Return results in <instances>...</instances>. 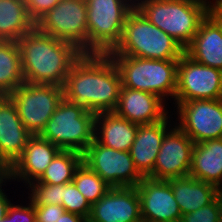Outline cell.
I'll return each instance as SVG.
<instances>
[{
    "label": "cell",
    "mask_w": 222,
    "mask_h": 222,
    "mask_svg": "<svg viewBox=\"0 0 222 222\" xmlns=\"http://www.w3.org/2000/svg\"><path fill=\"white\" fill-rule=\"evenodd\" d=\"M62 88L65 100L97 114L116 109L122 81L109 54L83 53L72 65Z\"/></svg>",
    "instance_id": "cell-1"
},
{
    "label": "cell",
    "mask_w": 222,
    "mask_h": 222,
    "mask_svg": "<svg viewBox=\"0 0 222 222\" xmlns=\"http://www.w3.org/2000/svg\"><path fill=\"white\" fill-rule=\"evenodd\" d=\"M26 83L63 87L74 62L83 54L73 44L34 27L16 41Z\"/></svg>",
    "instance_id": "cell-2"
},
{
    "label": "cell",
    "mask_w": 222,
    "mask_h": 222,
    "mask_svg": "<svg viewBox=\"0 0 222 222\" xmlns=\"http://www.w3.org/2000/svg\"><path fill=\"white\" fill-rule=\"evenodd\" d=\"M139 1L134 0L135 7L144 17L184 49L192 42L201 22L211 12V1L208 0Z\"/></svg>",
    "instance_id": "cell-3"
},
{
    "label": "cell",
    "mask_w": 222,
    "mask_h": 222,
    "mask_svg": "<svg viewBox=\"0 0 222 222\" xmlns=\"http://www.w3.org/2000/svg\"><path fill=\"white\" fill-rule=\"evenodd\" d=\"M185 49L149 22L134 7L127 15L120 42L108 54L146 59L179 60Z\"/></svg>",
    "instance_id": "cell-4"
},
{
    "label": "cell",
    "mask_w": 222,
    "mask_h": 222,
    "mask_svg": "<svg viewBox=\"0 0 222 222\" xmlns=\"http://www.w3.org/2000/svg\"><path fill=\"white\" fill-rule=\"evenodd\" d=\"M109 56L119 70L122 87L146 91L160 96L163 100L167 96L175 98L178 60Z\"/></svg>",
    "instance_id": "cell-5"
},
{
    "label": "cell",
    "mask_w": 222,
    "mask_h": 222,
    "mask_svg": "<svg viewBox=\"0 0 222 222\" xmlns=\"http://www.w3.org/2000/svg\"><path fill=\"white\" fill-rule=\"evenodd\" d=\"M96 114L64 98L39 134L61 150L81 154L94 140Z\"/></svg>",
    "instance_id": "cell-6"
},
{
    "label": "cell",
    "mask_w": 222,
    "mask_h": 222,
    "mask_svg": "<svg viewBox=\"0 0 222 222\" xmlns=\"http://www.w3.org/2000/svg\"><path fill=\"white\" fill-rule=\"evenodd\" d=\"M133 0H86L87 53L108 54L121 40Z\"/></svg>",
    "instance_id": "cell-7"
},
{
    "label": "cell",
    "mask_w": 222,
    "mask_h": 222,
    "mask_svg": "<svg viewBox=\"0 0 222 222\" xmlns=\"http://www.w3.org/2000/svg\"><path fill=\"white\" fill-rule=\"evenodd\" d=\"M17 113L32 135H39L64 98L63 88L56 85L24 82L8 95Z\"/></svg>",
    "instance_id": "cell-8"
},
{
    "label": "cell",
    "mask_w": 222,
    "mask_h": 222,
    "mask_svg": "<svg viewBox=\"0 0 222 222\" xmlns=\"http://www.w3.org/2000/svg\"><path fill=\"white\" fill-rule=\"evenodd\" d=\"M35 27L87 53L86 0H60L35 23Z\"/></svg>",
    "instance_id": "cell-9"
},
{
    "label": "cell",
    "mask_w": 222,
    "mask_h": 222,
    "mask_svg": "<svg viewBox=\"0 0 222 222\" xmlns=\"http://www.w3.org/2000/svg\"><path fill=\"white\" fill-rule=\"evenodd\" d=\"M83 163L112 188L136 187L144 178L136 169L130 152L105 147L95 139L83 153Z\"/></svg>",
    "instance_id": "cell-10"
},
{
    "label": "cell",
    "mask_w": 222,
    "mask_h": 222,
    "mask_svg": "<svg viewBox=\"0 0 222 222\" xmlns=\"http://www.w3.org/2000/svg\"><path fill=\"white\" fill-rule=\"evenodd\" d=\"M176 105L190 100L222 99V70L194 61L186 53L178 60Z\"/></svg>",
    "instance_id": "cell-11"
},
{
    "label": "cell",
    "mask_w": 222,
    "mask_h": 222,
    "mask_svg": "<svg viewBox=\"0 0 222 222\" xmlns=\"http://www.w3.org/2000/svg\"><path fill=\"white\" fill-rule=\"evenodd\" d=\"M178 127L197 144L222 138V99L190 100L177 106Z\"/></svg>",
    "instance_id": "cell-12"
},
{
    "label": "cell",
    "mask_w": 222,
    "mask_h": 222,
    "mask_svg": "<svg viewBox=\"0 0 222 222\" xmlns=\"http://www.w3.org/2000/svg\"><path fill=\"white\" fill-rule=\"evenodd\" d=\"M194 144L178 126L170 128L163 138L154 170L148 177L168 180L189 176Z\"/></svg>",
    "instance_id": "cell-13"
},
{
    "label": "cell",
    "mask_w": 222,
    "mask_h": 222,
    "mask_svg": "<svg viewBox=\"0 0 222 222\" xmlns=\"http://www.w3.org/2000/svg\"><path fill=\"white\" fill-rule=\"evenodd\" d=\"M136 188L143 222H180L182 213L168 180L144 177Z\"/></svg>",
    "instance_id": "cell-14"
},
{
    "label": "cell",
    "mask_w": 222,
    "mask_h": 222,
    "mask_svg": "<svg viewBox=\"0 0 222 222\" xmlns=\"http://www.w3.org/2000/svg\"><path fill=\"white\" fill-rule=\"evenodd\" d=\"M88 222H143L137 188H111L91 205Z\"/></svg>",
    "instance_id": "cell-15"
},
{
    "label": "cell",
    "mask_w": 222,
    "mask_h": 222,
    "mask_svg": "<svg viewBox=\"0 0 222 222\" xmlns=\"http://www.w3.org/2000/svg\"><path fill=\"white\" fill-rule=\"evenodd\" d=\"M32 133L8 96H0V162L9 168L21 156Z\"/></svg>",
    "instance_id": "cell-16"
},
{
    "label": "cell",
    "mask_w": 222,
    "mask_h": 222,
    "mask_svg": "<svg viewBox=\"0 0 222 222\" xmlns=\"http://www.w3.org/2000/svg\"><path fill=\"white\" fill-rule=\"evenodd\" d=\"M162 100L160 96L146 91L122 87L114 112L139 125L154 124L169 116Z\"/></svg>",
    "instance_id": "cell-17"
},
{
    "label": "cell",
    "mask_w": 222,
    "mask_h": 222,
    "mask_svg": "<svg viewBox=\"0 0 222 222\" xmlns=\"http://www.w3.org/2000/svg\"><path fill=\"white\" fill-rule=\"evenodd\" d=\"M60 151L59 147L40 135H32L21 156L9 168L10 180H23L27 184L38 180Z\"/></svg>",
    "instance_id": "cell-18"
},
{
    "label": "cell",
    "mask_w": 222,
    "mask_h": 222,
    "mask_svg": "<svg viewBox=\"0 0 222 222\" xmlns=\"http://www.w3.org/2000/svg\"><path fill=\"white\" fill-rule=\"evenodd\" d=\"M185 53L198 63L222 70V22L213 13L201 22Z\"/></svg>",
    "instance_id": "cell-19"
},
{
    "label": "cell",
    "mask_w": 222,
    "mask_h": 222,
    "mask_svg": "<svg viewBox=\"0 0 222 222\" xmlns=\"http://www.w3.org/2000/svg\"><path fill=\"white\" fill-rule=\"evenodd\" d=\"M168 116L154 124L138 125L130 154L135 167L143 177H148L154 170V163L159 154L165 133L169 130Z\"/></svg>",
    "instance_id": "cell-20"
},
{
    "label": "cell",
    "mask_w": 222,
    "mask_h": 222,
    "mask_svg": "<svg viewBox=\"0 0 222 222\" xmlns=\"http://www.w3.org/2000/svg\"><path fill=\"white\" fill-rule=\"evenodd\" d=\"M138 125L114 111L100 112L95 117L94 139L105 147L130 152Z\"/></svg>",
    "instance_id": "cell-21"
},
{
    "label": "cell",
    "mask_w": 222,
    "mask_h": 222,
    "mask_svg": "<svg viewBox=\"0 0 222 222\" xmlns=\"http://www.w3.org/2000/svg\"><path fill=\"white\" fill-rule=\"evenodd\" d=\"M189 176L222 191V138L194 144Z\"/></svg>",
    "instance_id": "cell-22"
},
{
    "label": "cell",
    "mask_w": 222,
    "mask_h": 222,
    "mask_svg": "<svg viewBox=\"0 0 222 222\" xmlns=\"http://www.w3.org/2000/svg\"><path fill=\"white\" fill-rule=\"evenodd\" d=\"M182 215L211 203L222 191L216 186L190 176L168 179Z\"/></svg>",
    "instance_id": "cell-23"
},
{
    "label": "cell",
    "mask_w": 222,
    "mask_h": 222,
    "mask_svg": "<svg viewBox=\"0 0 222 222\" xmlns=\"http://www.w3.org/2000/svg\"><path fill=\"white\" fill-rule=\"evenodd\" d=\"M34 27L24 0H0V40L17 41Z\"/></svg>",
    "instance_id": "cell-24"
},
{
    "label": "cell",
    "mask_w": 222,
    "mask_h": 222,
    "mask_svg": "<svg viewBox=\"0 0 222 222\" xmlns=\"http://www.w3.org/2000/svg\"><path fill=\"white\" fill-rule=\"evenodd\" d=\"M24 83L16 41L0 40V96H8Z\"/></svg>",
    "instance_id": "cell-25"
},
{
    "label": "cell",
    "mask_w": 222,
    "mask_h": 222,
    "mask_svg": "<svg viewBox=\"0 0 222 222\" xmlns=\"http://www.w3.org/2000/svg\"><path fill=\"white\" fill-rule=\"evenodd\" d=\"M82 162L83 154L73 150H61L36 181L51 185L71 183L76 169Z\"/></svg>",
    "instance_id": "cell-26"
},
{
    "label": "cell",
    "mask_w": 222,
    "mask_h": 222,
    "mask_svg": "<svg viewBox=\"0 0 222 222\" xmlns=\"http://www.w3.org/2000/svg\"><path fill=\"white\" fill-rule=\"evenodd\" d=\"M72 182L91 205L112 188L83 162L76 169Z\"/></svg>",
    "instance_id": "cell-27"
},
{
    "label": "cell",
    "mask_w": 222,
    "mask_h": 222,
    "mask_svg": "<svg viewBox=\"0 0 222 222\" xmlns=\"http://www.w3.org/2000/svg\"><path fill=\"white\" fill-rule=\"evenodd\" d=\"M62 207L65 211L89 218L91 204L73 182L62 185Z\"/></svg>",
    "instance_id": "cell-28"
},
{
    "label": "cell",
    "mask_w": 222,
    "mask_h": 222,
    "mask_svg": "<svg viewBox=\"0 0 222 222\" xmlns=\"http://www.w3.org/2000/svg\"><path fill=\"white\" fill-rule=\"evenodd\" d=\"M31 194L29 202L34 205H60L62 206V185H51L32 181L29 186Z\"/></svg>",
    "instance_id": "cell-29"
},
{
    "label": "cell",
    "mask_w": 222,
    "mask_h": 222,
    "mask_svg": "<svg viewBox=\"0 0 222 222\" xmlns=\"http://www.w3.org/2000/svg\"><path fill=\"white\" fill-rule=\"evenodd\" d=\"M30 19L36 23L47 11L55 7L60 0H24Z\"/></svg>",
    "instance_id": "cell-30"
},
{
    "label": "cell",
    "mask_w": 222,
    "mask_h": 222,
    "mask_svg": "<svg viewBox=\"0 0 222 222\" xmlns=\"http://www.w3.org/2000/svg\"><path fill=\"white\" fill-rule=\"evenodd\" d=\"M36 213L34 204L29 205H9V222H36Z\"/></svg>",
    "instance_id": "cell-31"
},
{
    "label": "cell",
    "mask_w": 222,
    "mask_h": 222,
    "mask_svg": "<svg viewBox=\"0 0 222 222\" xmlns=\"http://www.w3.org/2000/svg\"><path fill=\"white\" fill-rule=\"evenodd\" d=\"M36 222H57L65 212L60 205H34Z\"/></svg>",
    "instance_id": "cell-32"
},
{
    "label": "cell",
    "mask_w": 222,
    "mask_h": 222,
    "mask_svg": "<svg viewBox=\"0 0 222 222\" xmlns=\"http://www.w3.org/2000/svg\"><path fill=\"white\" fill-rule=\"evenodd\" d=\"M57 222H88V218L65 211Z\"/></svg>",
    "instance_id": "cell-33"
},
{
    "label": "cell",
    "mask_w": 222,
    "mask_h": 222,
    "mask_svg": "<svg viewBox=\"0 0 222 222\" xmlns=\"http://www.w3.org/2000/svg\"><path fill=\"white\" fill-rule=\"evenodd\" d=\"M3 189H0V219H2L8 210L9 205L11 204V202L9 201V199L7 198V196L5 195V193H3L2 191Z\"/></svg>",
    "instance_id": "cell-34"
},
{
    "label": "cell",
    "mask_w": 222,
    "mask_h": 222,
    "mask_svg": "<svg viewBox=\"0 0 222 222\" xmlns=\"http://www.w3.org/2000/svg\"><path fill=\"white\" fill-rule=\"evenodd\" d=\"M213 2H211V13L222 22V0H213Z\"/></svg>",
    "instance_id": "cell-35"
},
{
    "label": "cell",
    "mask_w": 222,
    "mask_h": 222,
    "mask_svg": "<svg viewBox=\"0 0 222 222\" xmlns=\"http://www.w3.org/2000/svg\"><path fill=\"white\" fill-rule=\"evenodd\" d=\"M6 180H10V170L7 165L0 162V189L2 188L1 184L6 183Z\"/></svg>",
    "instance_id": "cell-36"
},
{
    "label": "cell",
    "mask_w": 222,
    "mask_h": 222,
    "mask_svg": "<svg viewBox=\"0 0 222 222\" xmlns=\"http://www.w3.org/2000/svg\"><path fill=\"white\" fill-rule=\"evenodd\" d=\"M0 222H9V207L6 215L2 219H0Z\"/></svg>",
    "instance_id": "cell-37"
}]
</instances>
